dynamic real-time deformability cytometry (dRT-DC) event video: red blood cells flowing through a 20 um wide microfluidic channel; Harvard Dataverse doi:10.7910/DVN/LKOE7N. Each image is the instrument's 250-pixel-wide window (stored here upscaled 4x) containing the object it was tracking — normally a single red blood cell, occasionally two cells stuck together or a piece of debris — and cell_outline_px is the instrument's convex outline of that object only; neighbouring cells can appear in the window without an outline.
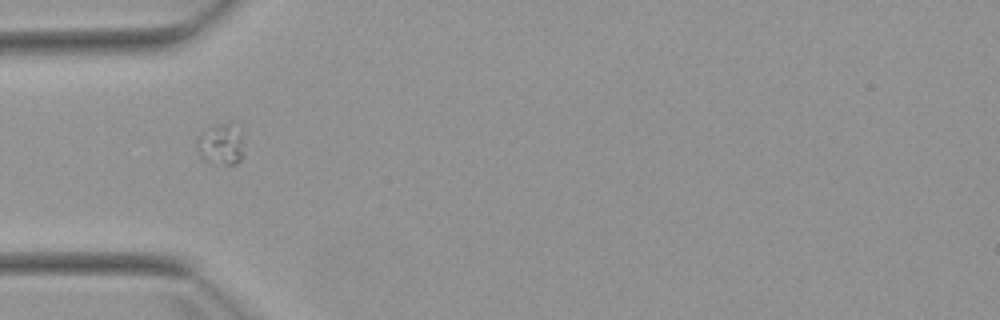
{"species": "Egyptian fruit bat (a non-hibernating species)", "species_latin": "Rousettus aegyptiacus", "temperature_condition": "warm", "stored_images_in_passage": 6, "camera_frame_rate_fps": 3000, "um_per_image_px": 0.085, "animal": {"sex": "female"}, "frame": {"image": 1, "passage_image": 5, "time_ms": 5.667, "image_size_px": [1000, 320], "cell_outline_px": [[240, 160], [236, 164], [208, 164], [200, 156], [196, 144], [196, 140], [200, 132], [216, 124], [228, 124], [240, 140]], "centroid_in_image_um": [18.62, 12.34], "position_along_channel_um": 66.4, "area_um2": 10.52}}